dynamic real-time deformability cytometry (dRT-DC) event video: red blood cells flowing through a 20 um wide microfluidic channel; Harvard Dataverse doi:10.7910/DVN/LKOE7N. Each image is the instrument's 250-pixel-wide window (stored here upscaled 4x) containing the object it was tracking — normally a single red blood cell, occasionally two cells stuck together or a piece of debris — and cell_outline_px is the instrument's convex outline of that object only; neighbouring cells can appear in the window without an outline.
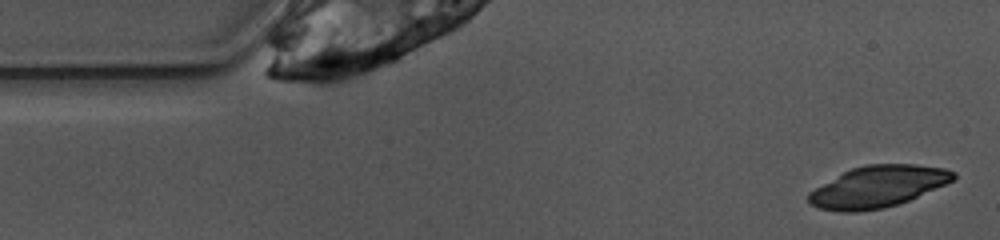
{"species": "common noctule bat (a hibernating species)", "species_latin": "Nyctalus noctula", "temperature_condition": "warm", "stored_images_in_passage": 6, "camera_frame_rate_fps": 3000, "um_per_image_px": 0.085, "animal": {"sex": "female", "body_mass_g": 10.0, "forearm_length_mm": 53.1}, "frame": {"image": 1, "passage_image": 2, "time_ms": 0.333, "image_size_px": [1000, 240], "cell_outline_px": [[956, 180], [908, 200], [884, 208], [856, 212], [840, 212], [820, 208], [808, 204], [808, 192], [844, 172], [852, 168], [868, 164], [916, 164], [944, 168], [956, 172]], "centroid_in_image_um": [74.63, 15.86], "position_along_channel_um": 10.4, "area_um2": 34.91}}